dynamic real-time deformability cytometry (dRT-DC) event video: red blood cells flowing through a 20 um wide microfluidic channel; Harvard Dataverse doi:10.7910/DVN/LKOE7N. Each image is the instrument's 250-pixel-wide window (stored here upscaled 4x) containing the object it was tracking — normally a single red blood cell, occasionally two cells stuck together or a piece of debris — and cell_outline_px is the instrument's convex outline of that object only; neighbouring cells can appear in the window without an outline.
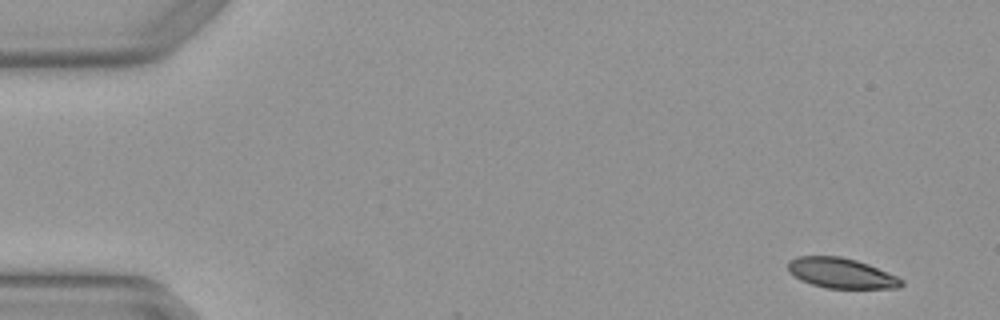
{"species": "Egyptian fruit bat (a non-hibernating species)", "species_latin": "Rousettus aegyptiacus", "temperature_condition": "warm", "stored_images_in_passage": 6, "camera_frame_rate_fps": 3000, "um_per_image_px": 0.085, "animal": {"sex": "female"}, "frame": {"image": 1, "passage_image": 1, "time_ms": 0.0, "image_size_px": [1000, 320], "cell_outline_px": [[904, 284], [900, 288], [828, 288], [812, 284], [788, 272], [788, 260], [796, 256], [840, 256], [856, 260], [868, 264], [896, 276], [904, 280]], "centroid_in_image_um": [71.51, 23.21], "position_along_channel_um": 13.5, "area_um2": 19.83}}
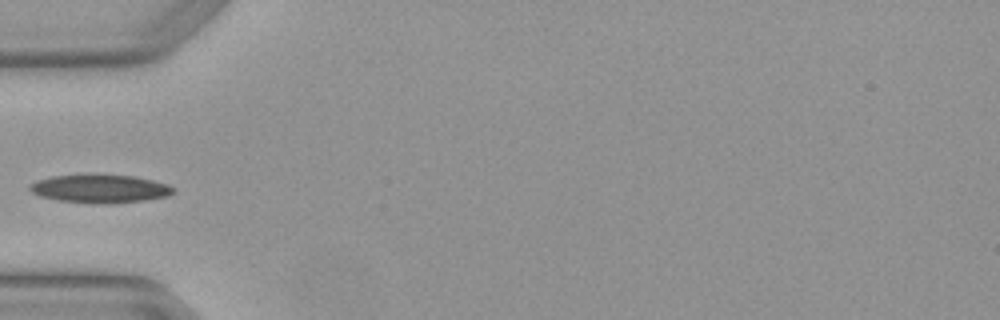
{"frame": {"image": 2, "passage_image": 5, "time_ms": 1.333, "image_size_px": [1000, 320], "cell_outline_px": [[176, 192], [168, 196], [144, 200], [112, 204], [96, 204], [56, 200], [40, 196], [32, 192], [28, 188], [28, 184], [36, 180], [52, 176], [92, 172], [132, 176], [152, 180], [168, 184], [176, 188]], "centroid_in_image_um": [8.48, 16.01], "position_along_channel_um": 76.5, "area_um2": 24.62}}
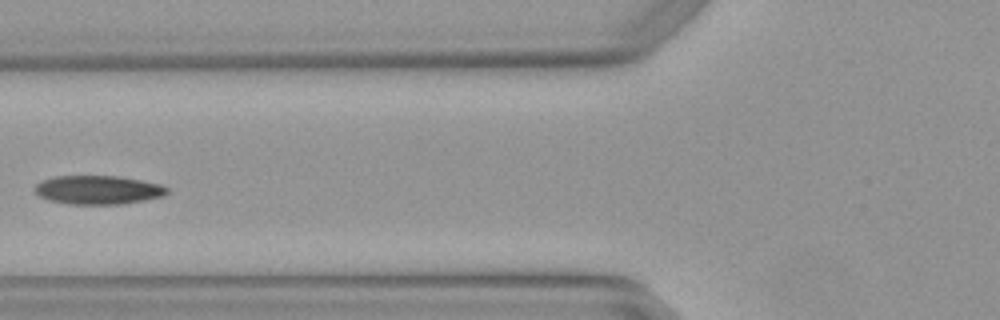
{"frame": {"image": 3, "passage_image": 6, "time_ms": 1.667, "image_size_px": [1000, 320], "cell_outline_px": [[168, 192], [164, 196], [124, 204], [68, 204], [52, 200], [40, 196], [36, 192], [36, 184], [40, 180], [52, 176], [120, 176], [160, 184], [168, 188]], "centroid_in_image_um": [8.35, 16.13], "position_along_channel_um": 117.4, "area_um2": 22.14}}